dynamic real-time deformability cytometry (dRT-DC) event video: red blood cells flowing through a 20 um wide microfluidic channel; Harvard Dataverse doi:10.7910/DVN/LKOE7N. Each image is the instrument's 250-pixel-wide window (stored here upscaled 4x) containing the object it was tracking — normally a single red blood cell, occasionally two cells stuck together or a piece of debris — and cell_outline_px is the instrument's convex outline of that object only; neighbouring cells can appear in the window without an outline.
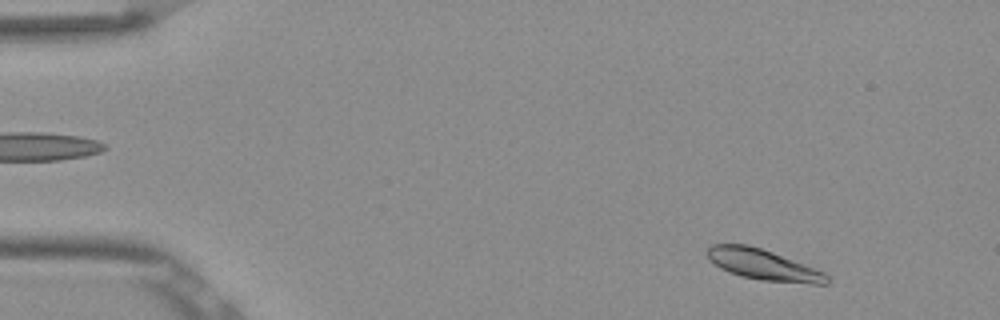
{"species": "Egyptian fruit bat (a non-hibernating species)", "species_latin": "Rousettus aegyptiacus", "temperature_condition": "room temperature", "stored_images_in_passage": 50, "camera_frame_rate_fps": 3000, "um_per_image_px": 0.085, "frame": {"image": 1, "passage_image": 3, "time_ms": 0.667, "image_size_px": [1000, 320], "cell_outline_px": [[828, 284], [812, 284], [760, 280], [740, 276], [720, 268], [708, 260], [704, 252], [712, 244], [748, 244], [772, 252], [824, 272], [828, 276]], "centroid_in_image_um": [64.81, 22.5], "position_along_channel_um": 20.2, "area_um2": 21.39}}
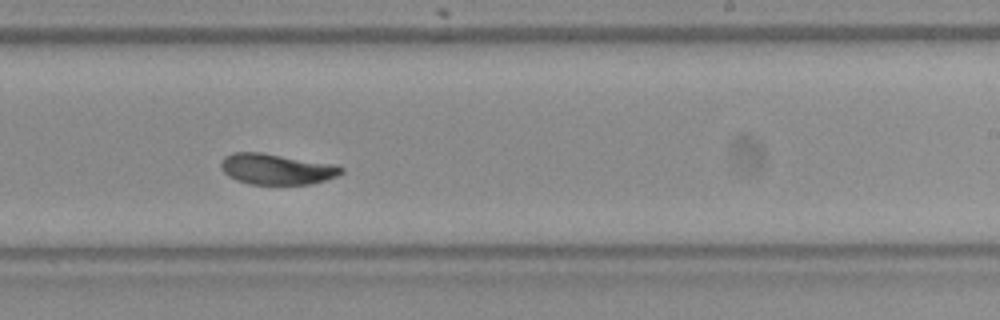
{"frame": {"image": 2, "passage_image": 30, "time_ms": 9.667, "image_size_px": [1000, 320], "cell_outline_px": [[344, 172], [336, 176], [312, 184], [248, 184], [236, 180], [228, 176], [220, 168], [220, 160], [224, 156], [232, 152], [260, 152], [336, 164], [344, 168]], "centroid_in_image_um": [23.48, 14.36], "position_along_channel_um": 265.5, "area_um2": 21.79}}
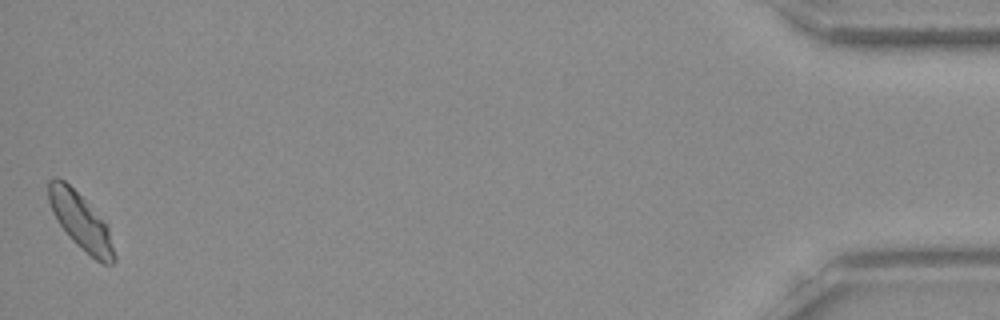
{"frame": {"image": 3, "passage_image": 50, "time_ms": 16.333, "image_size_px": [1000, 320], "cell_outline_px": [[116, 260], [112, 264], [104, 264], [96, 260], [80, 248], [68, 236], [56, 220], [52, 212], [48, 200], [48, 180], [56, 176], [64, 180], [108, 224], [116, 256]], "centroid_in_image_um": [6.87, 18.84], "position_along_channel_um": 428.3, "area_um2": 21.62}, "authors_computed_cell_mechanics": {"area_um2": 21.6461, "velocity_mm_per_s": 3.8063, "shape_relaxation_time_tau1_ms": 4.0231, "shape_relaxation_time_tau2_ms": 2.9291, "deformation_change_tau1": 0.1355, "deformation_change_tau2": 0.0275}}